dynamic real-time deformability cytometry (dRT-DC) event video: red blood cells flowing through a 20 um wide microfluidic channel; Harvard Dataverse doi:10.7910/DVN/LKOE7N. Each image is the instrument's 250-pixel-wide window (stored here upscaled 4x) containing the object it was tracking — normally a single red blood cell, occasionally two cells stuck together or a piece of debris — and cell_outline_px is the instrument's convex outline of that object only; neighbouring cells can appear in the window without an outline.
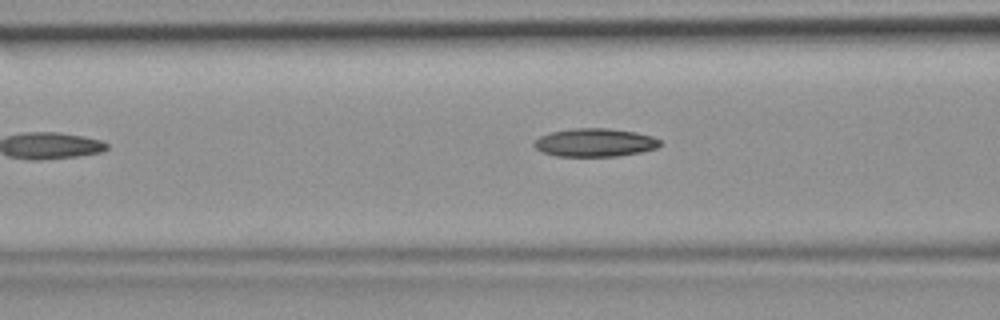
{"species": "common noctule bat (a hibernating species)", "species_latin": "Nyctalus noctula", "temperature_condition": "room temperature", "stored_images_in_passage": 6, "camera_frame_rate_fps": 3000, "um_per_image_px": 0.085, "animal": {"sex": "female", "body_mass_g": 19.9}, "frame": {"image": 1, "passage_image": 6, "time_ms": 1.667, "image_size_px": [1000, 320], "cell_outline_px": [[660, 144], [656, 148], [640, 152], [616, 156], [556, 156], [540, 152], [532, 144], [540, 136], [552, 132], [572, 128], [608, 128], [636, 132], [652, 136], [660, 140]], "centroid_in_image_um": [50.54, 12.11], "position_along_channel_um": 116.1, "area_um2": 20.69}}